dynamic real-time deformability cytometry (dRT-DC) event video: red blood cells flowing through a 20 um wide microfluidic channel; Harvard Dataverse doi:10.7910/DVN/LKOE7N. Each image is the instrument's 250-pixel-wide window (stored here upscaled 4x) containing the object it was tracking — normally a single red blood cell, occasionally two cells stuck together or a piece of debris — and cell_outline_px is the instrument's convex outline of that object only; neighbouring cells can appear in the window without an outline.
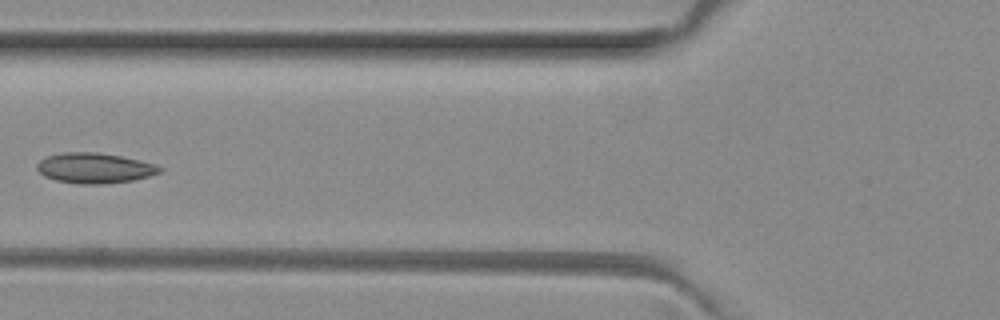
{"species": "common noctule bat (a hibernating species)", "species_latin": "Nyctalus noctula", "temperature_condition": "room temperature", "stored_images_in_passage": 6, "camera_frame_rate_fps": 3000, "um_per_image_px": 0.085, "animal": {"sex": "female", "body_mass_g": 29.2, "forearm_length_mm": 56.3}, "frame": {"image": 1, "passage_image": 5, "time_ms": 1.333, "image_size_px": [1000, 320], "cell_outline_px": [[164, 168], [160, 172], [148, 176], [132, 180], [100, 184], [76, 184], [56, 180], [44, 176], [36, 168], [36, 164], [44, 156], [64, 152], [96, 152], [120, 156], [140, 160], [156, 164]], "centroid_in_image_um": [8.01, 14.28], "position_along_channel_um": 117.8, "area_um2": 21.73}}
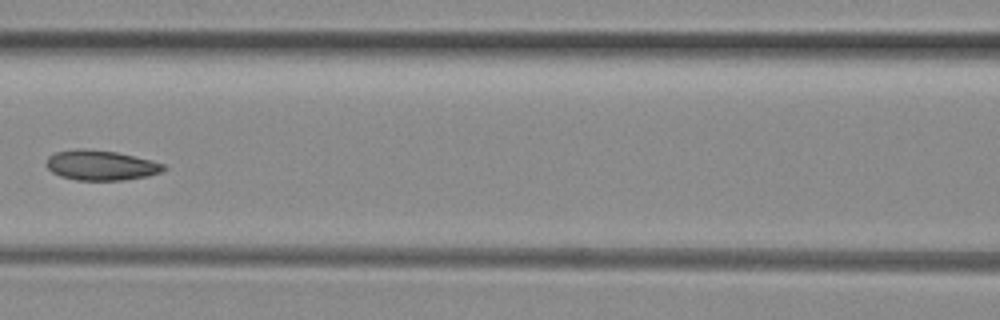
{"frame": {"image": 2, "passage_image": 6, "time_ms": 1.667, "image_size_px": [1000, 320], "cell_outline_px": [[168, 168], [160, 172], [148, 176], [124, 180], [76, 180], [60, 176], [52, 172], [44, 164], [48, 156], [56, 152], [80, 148], [84, 148], [116, 152], [152, 160], [164, 164]], "centroid_in_image_um": [8.57, 14.05], "position_along_channel_um": 158.0, "area_um2": 20.63}}